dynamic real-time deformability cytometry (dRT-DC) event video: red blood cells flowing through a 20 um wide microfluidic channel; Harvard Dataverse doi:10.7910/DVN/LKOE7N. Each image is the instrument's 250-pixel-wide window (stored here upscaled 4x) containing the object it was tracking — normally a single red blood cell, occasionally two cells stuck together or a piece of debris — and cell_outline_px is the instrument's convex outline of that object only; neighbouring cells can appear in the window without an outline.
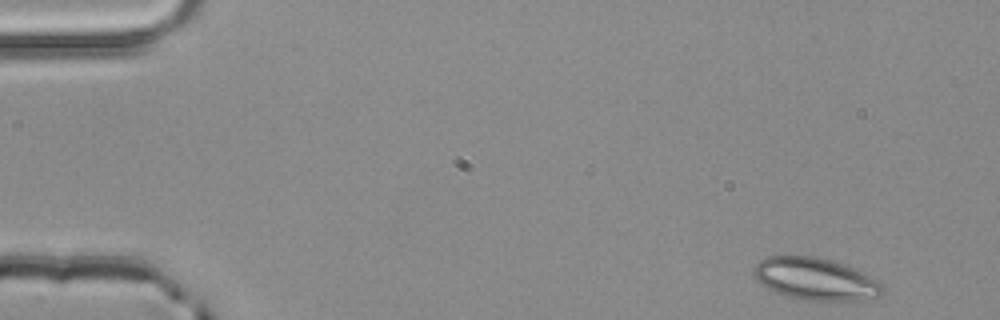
{"species": "common noctule bat (a hibernating species)", "species_latin": "Nyctalus noctula", "temperature_condition": "room temperature", "stored_images_in_passage": 5, "camera_frame_rate_fps": 3000, "um_per_image_px": 0.085, "animal": {"sex": "male", "body_mass_g": 20.4}, "frame": {"image": 1, "passage_image": 1, "time_ms": 0.0, "image_size_px": [1000, 320], "cell_outline_px": [[884, 292], [880, 296], [868, 300], [808, 300], [788, 296], [776, 292], [760, 284], [756, 280], [752, 272], [752, 268], [760, 260], [768, 256], [812, 256], [832, 260], [864, 272], [880, 280], [884, 288]], "centroid_in_image_um": [69.34, 23.71], "position_along_channel_um": 15.7, "area_um2": 31.91}}
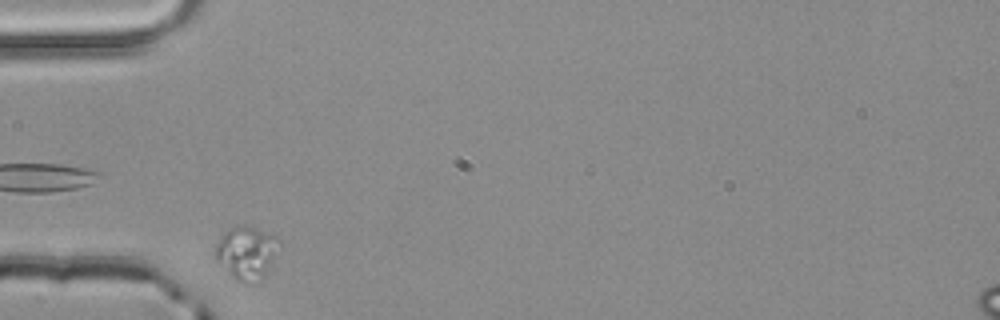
{"frame": {"image": 2, "passage_image": 3, "time_ms": 0.667, "image_size_px": [1000, 320], "cell_outline_px": [[280, 244], [264, 276], [244, 280], [236, 280], [216, 260], [216, 244], [220, 236], [224, 232], [232, 228], [252, 228], [276, 236], [280, 240]], "centroid_in_image_um": [20.93, 21.45], "position_along_channel_um": 64.1, "area_um2": 18.38}}